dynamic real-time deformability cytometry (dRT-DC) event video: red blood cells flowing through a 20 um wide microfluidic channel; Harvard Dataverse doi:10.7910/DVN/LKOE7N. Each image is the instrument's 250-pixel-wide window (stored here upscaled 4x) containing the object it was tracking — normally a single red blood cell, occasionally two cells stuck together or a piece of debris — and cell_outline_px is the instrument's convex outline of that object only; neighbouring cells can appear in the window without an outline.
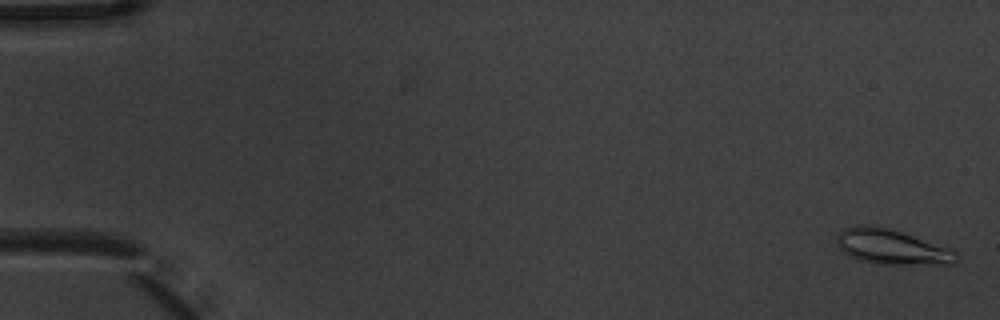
{"species": "common noctule bat (a hibernating species)", "species_latin": "Nyctalus noctula", "temperature_condition": "warm", "stored_images_in_passage": 6, "camera_frame_rate_fps": 3000, "um_per_image_px": 0.085, "animal": {"sex": "male", "body_mass_g": 20.1, "forearm_length_mm": 53.5}, "frame": {"image": 1, "passage_image": 1, "time_ms": 0.0, "image_size_px": [1000, 320], "cell_outline_px": [[960, 256], [952, 264], [876, 264], [860, 260], [844, 252], [836, 244], [836, 236], [844, 228], [864, 224], [888, 228], [952, 248]], "centroid_in_image_um": [75.82, 20.99], "position_along_channel_um": 9.2, "area_um2": 24.33}}